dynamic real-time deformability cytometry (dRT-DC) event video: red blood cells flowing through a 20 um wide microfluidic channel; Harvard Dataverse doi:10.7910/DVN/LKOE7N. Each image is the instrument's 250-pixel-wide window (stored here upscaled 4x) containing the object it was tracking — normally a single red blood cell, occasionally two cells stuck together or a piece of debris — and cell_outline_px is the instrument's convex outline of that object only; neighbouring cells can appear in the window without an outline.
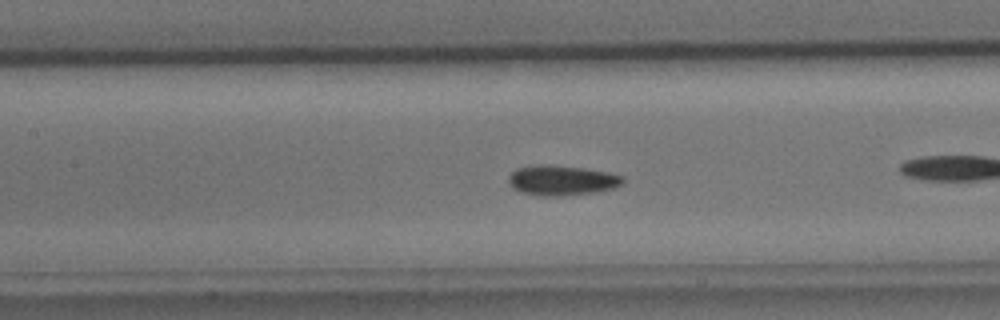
{"species": "common noctule bat (a hibernating species)", "species_latin": "Nyctalus noctula", "temperature_condition": "cold", "stored_images_in_passage": 43, "camera_frame_rate_fps": 3000, "um_per_image_px": 0.085, "animal": {"sex": "male", "body_mass_g": 15.6}, "frame": {"image": 1, "passage_image": 13, "time_ms": 4.0, "image_size_px": [1000, 320], "cell_outline_px": [[624, 184], [612, 188], [596, 192], [560, 196], [544, 196], [520, 192], [512, 188], [508, 184], [508, 176], [516, 168], [536, 164], [548, 164], [584, 168], [608, 172], [624, 176]], "centroid_in_image_um": [47.73, 15.32], "position_along_channel_um": 159.7, "area_um2": 20.29}, "authors_computed_cell_mechanics": {"area_um2": 18.496, "velocity_mm_per_s": 3.7497, "shape_relaxation_time_tau1_ms": 3.5246, "shape_relaxation_time_tau2_ms": 7.6767, "deformation_change_tau1": 0.0776, "deformation_change_tau2": 0.0822}}